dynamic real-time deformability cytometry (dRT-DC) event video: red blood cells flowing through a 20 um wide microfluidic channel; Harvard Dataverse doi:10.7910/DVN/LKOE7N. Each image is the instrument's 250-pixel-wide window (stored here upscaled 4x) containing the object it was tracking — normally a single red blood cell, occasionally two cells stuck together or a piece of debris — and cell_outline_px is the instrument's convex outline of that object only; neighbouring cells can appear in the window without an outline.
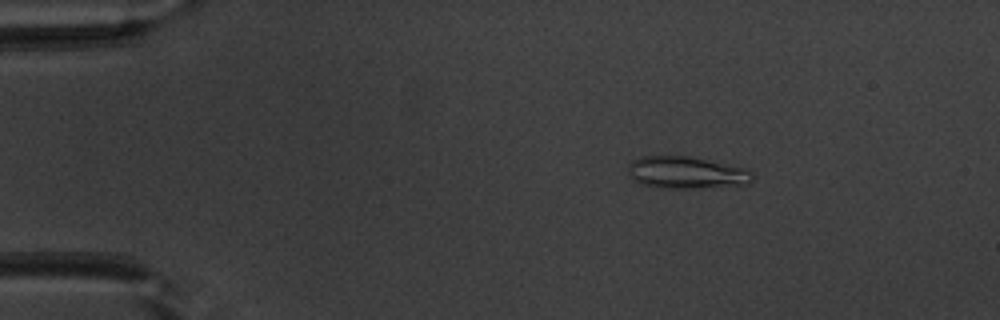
{"species": "common noctule bat (a hibernating species)", "species_latin": "Nyctalus noctula", "temperature_condition": "warm", "stored_images_in_passage": 43, "camera_frame_rate_fps": 3000, "um_per_image_px": 0.085, "animal": {"sex": "male", "body_mass_g": 20.1, "forearm_length_mm": 53.5}, "frame": {"image": 1, "passage_image": 1, "time_ms": 0.0, "image_size_px": [1000, 320], "cell_outline_px": [[752, 180], [748, 184], [684, 188], [660, 188], [640, 184], [632, 180], [628, 168], [628, 164], [632, 160], [644, 156], [688, 156], [748, 168], [752, 172]], "centroid_in_image_um": [58.31, 14.66], "position_along_channel_um": 26.7, "area_um2": 23.18}}
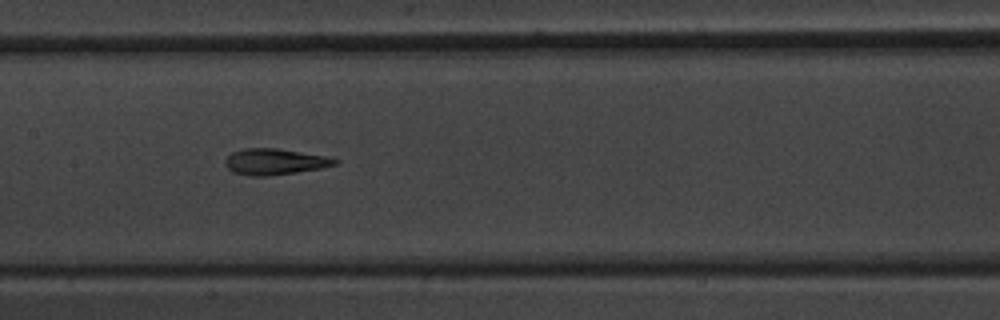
{"frame": {"image": 2, "passage_image": 18, "time_ms": 5.667, "image_size_px": [1000, 320], "cell_outline_px": [[340, 160], [336, 164], [320, 168], [296, 172], [268, 176], [252, 176], [232, 172], [224, 164], [224, 160], [232, 152], [244, 148], [276, 148], [324, 156]], "centroid_in_image_um": [23.3, 13.74], "position_along_channel_um": 184.1, "area_um2": 16.53}}
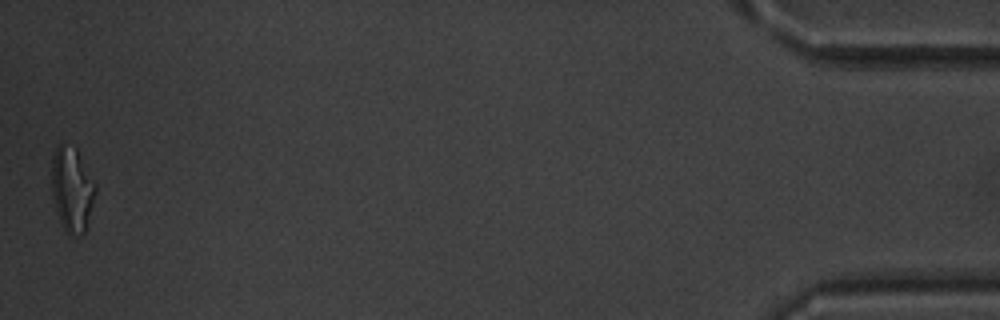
{"frame": {"image": 3, "passage_image": 43, "time_ms": 14.0, "image_size_px": [1000, 320], "cell_outline_px": [[96, 192], [84, 232], [80, 236], [72, 236], [64, 232], [52, 196], [52, 152], [60, 144], [76, 148], [96, 184]], "centroid_in_image_um": [6.11, 16.11], "position_along_channel_um": 429.1, "area_um2": 21.44}, "authors_computed_cell_mechanics": {"area_um2": 16.8198, "velocity_mm_per_s": 4.0091, "shape_relaxation_time_tau1_ms": 7.1388, "shape_relaxation_time_tau2_ms": 2.6225, "deformation_change_tau1": 0.2438, "deformation_change_tau2": 0.1368}}